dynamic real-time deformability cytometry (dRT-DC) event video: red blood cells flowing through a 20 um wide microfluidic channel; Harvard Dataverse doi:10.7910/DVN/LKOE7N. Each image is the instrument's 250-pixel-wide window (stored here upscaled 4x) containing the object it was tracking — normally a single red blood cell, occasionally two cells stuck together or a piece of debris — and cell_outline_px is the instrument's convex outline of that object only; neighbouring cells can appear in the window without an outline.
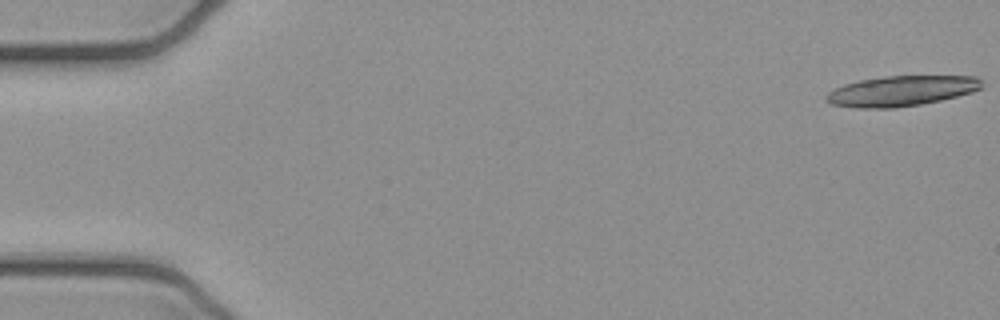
{"species": "common noctule bat (a hibernating species)", "species_latin": "Nyctalus noctula", "temperature_condition": "cold", "stored_images_in_passage": 5, "camera_frame_rate_fps": 3000, "um_per_image_px": 0.085, "animal": {"sex": "female", "body_mass_g": 21.9}, "frame": {"image": 1, "passage_image": 1, "time_ms": 0.0, "image_size_px": [1000, 320], "cell_outline_px": [[984, 88], [972, 92], [940, 100], [920, 104], [896, 108], [856, 108], [832, 104], [824, 100], [824, 96], [828, 92], [844, 84], [860, 80], [884, 76], [976, 76], [980, 80]], "centroid_in_image_um": [76.59, 7.73], "position_along_channel_um": 8.4, "area_um2": 27.51}}
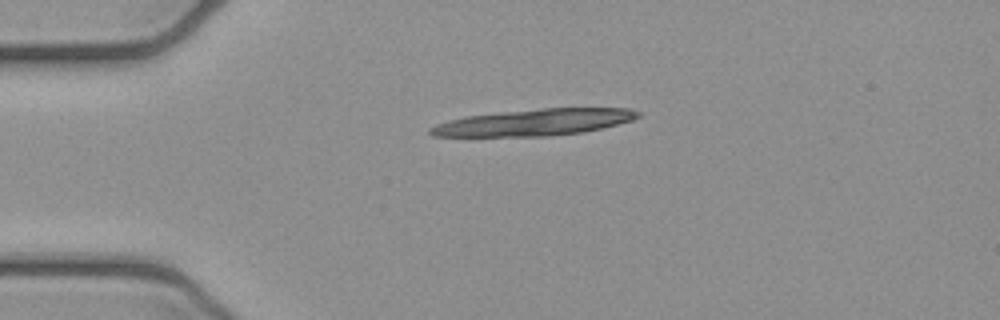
{"frame": {"image": 2, "passage_image": 4, "time_ms": 1.0, "image_size_px": [1000, 320], "cell_outline_px": [[640, 116], [632, 120], [604, 128], [584, 132], [548, 136], [432, 136], [428, 132], [428, 128], [436, 124], [448, 120], [464, 116], [500, 112], [544, 108], [632, 108], [640, 112]], "centroid_in_image_um": [45.42, 10.4], "position_along_channel_um": 39.6, "area_um2": 32.25}}